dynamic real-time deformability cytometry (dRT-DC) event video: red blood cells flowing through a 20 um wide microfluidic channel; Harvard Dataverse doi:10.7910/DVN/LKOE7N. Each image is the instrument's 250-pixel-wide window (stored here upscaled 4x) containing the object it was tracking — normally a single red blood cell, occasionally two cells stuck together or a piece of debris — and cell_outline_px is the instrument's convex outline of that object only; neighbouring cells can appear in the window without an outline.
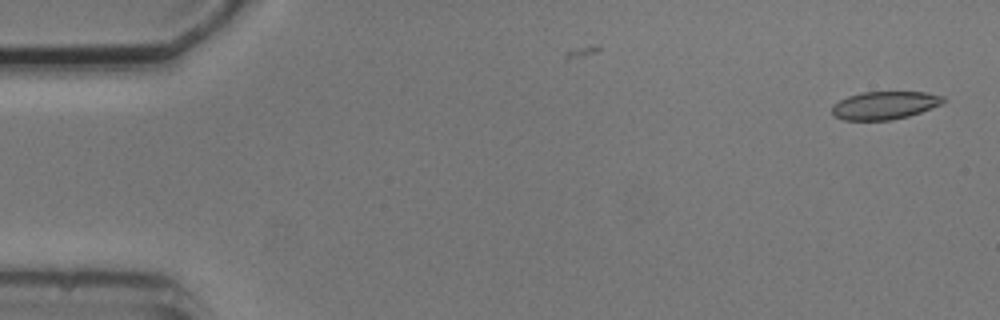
{"species": "common noctule bat (a hibernating species)", "species_latin": "Nyctalus noctula", "temperature_condition": "cold", "stored_images_in_passage": 3, "camera_frame_rate_fps": 3000, "um_per_image_px": 0.085, "animal": {"sex": "male", "body_mass_g": 20.5, "forearm_length_mm": 52.5}, "frame": {"image": 1, "passage_image": 1, "time_ms": 0.0, "image_size_px": [1000, 320], "cell_outline_px": [[948, 100], [940, 104], [920, 112], [908, 116], [892, 120], [844, 120], [832, 116], [832, 104], [848, 96], [864, 92], [928, 92], [944, 96]], "centroid_in_image_um": [75.19, 8.95], "position_along_channel_um": 9.8, "area_um2": 18.21}}